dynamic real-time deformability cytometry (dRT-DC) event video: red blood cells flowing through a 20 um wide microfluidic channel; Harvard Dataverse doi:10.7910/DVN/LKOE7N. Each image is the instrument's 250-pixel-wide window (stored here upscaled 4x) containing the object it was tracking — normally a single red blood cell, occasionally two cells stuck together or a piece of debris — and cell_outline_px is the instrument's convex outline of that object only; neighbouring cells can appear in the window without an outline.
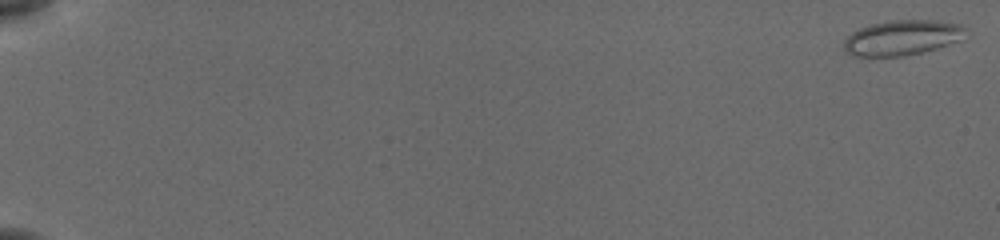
{"species": "common noctule bat (a hibernating species)", "species_latin": "Nyctalus noctula", "temperature_condition": "cold", "stored_images_in_passage": 56, "camera_frame_rate_fps": 3000, "um_per_image_px": 0.085, "animal": {"sex": "female", "body_mass_g": 19.5, "forearm_length_mm": 54.1}, "frame": {"image": 1, "passage_image": 1, "time_ms": 0.0, "image_size_px": [1000, 240], "cell_outline_px": [[964, 28], [960, 40], [936, 48], [904, 56], [852, 56], [844, 52], [844, 40], [852, 32], [860, 28], [872, 24], [888, 20], [936, 20], [960, 24]], "centroid_in_image_um": [76.62, 3.2], "position_along_channel_um": 8.4, "area_um2": 24.68}}
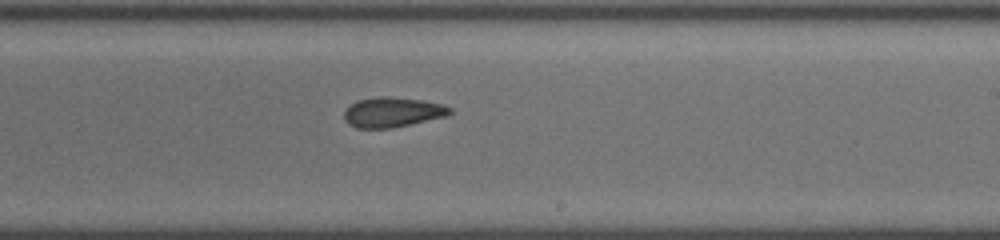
{"frame": {"image": 2, "passage_image": 36, "time_ms": 11.667, "image_size_px": [1000, 240], "cell_outline_px": [[452, 112], [448, 116], [392, 128], [356, 128], [348, 124], [344, 120], [344, 112], [356, 100], [380, 96], [388, 96], [420, 100], [440, 104], [452, 108]], "centroid_in_image_um": [33.35, 9.54], "position_along_channel_um": 255.6, "area_um2": 18.44}}
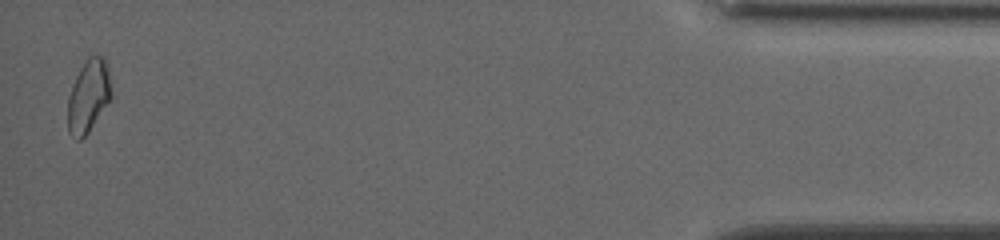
{"frame": {"image": 3, "passage_image": 55, "time_ms": 18.0, "image_size_px": [1000, 240], "cell_outline_px": [[112, 96], [88, 132], [80, 140], [76, 140], [68, 132], [68, 96], [72, 84], [80, 68], [88, 56], [104, 56], [108, 72], [112, 92]], "centroid_in_image_um": [7.5, 8.16], "position_along_channel_um": 427.7, "area_um2": 18.26}}